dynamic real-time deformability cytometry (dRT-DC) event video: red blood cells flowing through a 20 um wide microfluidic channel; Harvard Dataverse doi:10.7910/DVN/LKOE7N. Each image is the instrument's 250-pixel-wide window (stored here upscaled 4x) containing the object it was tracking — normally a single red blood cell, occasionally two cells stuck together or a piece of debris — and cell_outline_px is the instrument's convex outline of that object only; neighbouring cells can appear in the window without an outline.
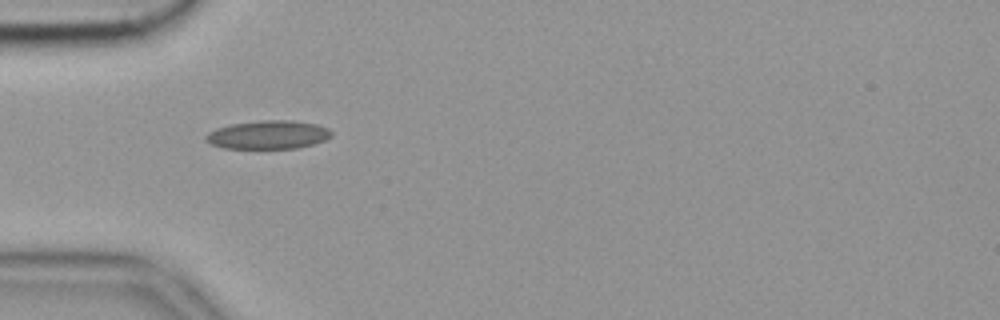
{"species": "common noctule bat (a hibernating species)", "species_latin": "Nyctalus noctula", "temperature_condition": "cold", "stored_images_in_passage": 26, "camera_frame_rate_fps": 3000, "um_per_image_px": 0.085, "animal": {"sex": "female", "body_mass_g": 19.9}, "frame": {"image": 1, "passage_image": 2, "time_ms": 0.333, "image_size_px": [1000, 320], "cell_outline_px": [[332, 136], [324, 140], [312, 144], [296, 148], [224, 148], [212, 144], [204, 140], [204, 136], [208, 132], [216, 128], [232, 124], [260, 120], [292, 120], [316, 124], [328, 128], [332, 132]], "centroid_in_image_um": [22.78, 11.45], "position_along_channel_um": 62.2, "area_um2": 20.81}}
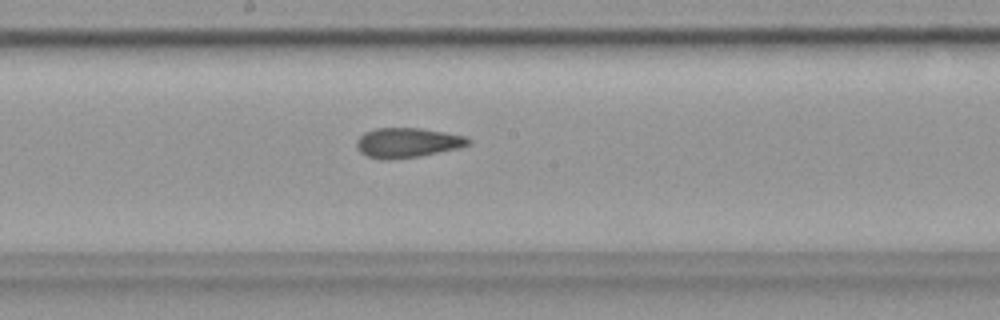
{"frame": {"image": 2, "passage_image": 15, "time_ms": 4.667, "image_size_px": [1000, 320], "cell_outline_px": [[472, 144], [460, 148], [420, 156], [388, 160], [380, 160], [368, 156], [360, 152], [356, 148], [356, 140], [364, 132], [376, 128], [420, 128], [444, 132], [464, 136], [472, 140]], "centroid_in_image_um": [34.63, 12.13], "position_along_channel_um": 213.6, "area_um2": 19.59}}
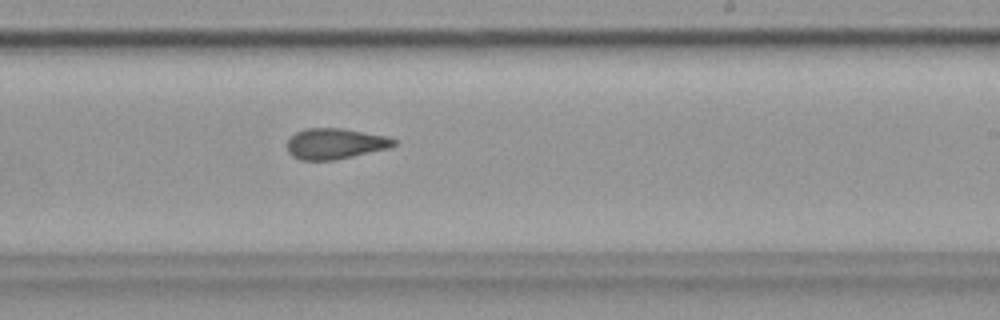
{"frame": {"image": 3, "passage_image": 19, "time_ms": 6.0, "image_size_px": [1000, 320], "cell_outline_px": [[396, 144], [388, 148], [336, 160], [300, 160], [292, 156], [288, 152], [288, 140], [296, 132], [304, 128], [344, 128], [388, 136], [396, 140]], "centroid_in_image_um": [28.49, 12.21], "position_along_channel_um": 260.5, "area_um2": 19.19}}